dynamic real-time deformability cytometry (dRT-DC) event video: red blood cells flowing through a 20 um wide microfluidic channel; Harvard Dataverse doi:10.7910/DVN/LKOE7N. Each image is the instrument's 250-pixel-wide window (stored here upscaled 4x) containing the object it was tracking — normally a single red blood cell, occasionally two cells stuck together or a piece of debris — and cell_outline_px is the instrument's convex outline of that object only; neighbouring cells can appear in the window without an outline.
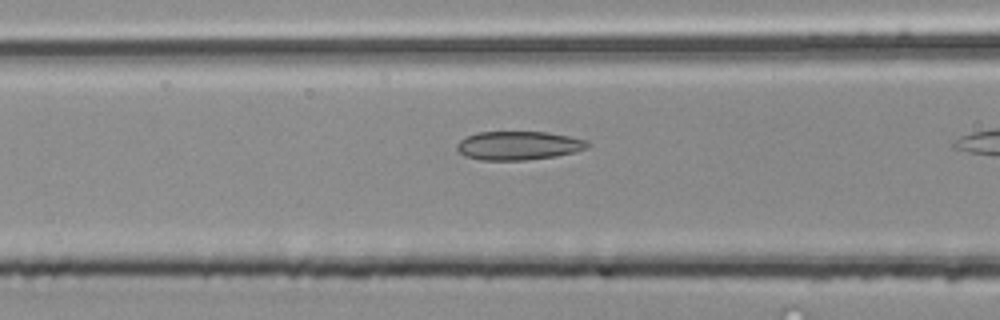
{"species": "common noctule bat (a hibernating species)", "species_latin": "Nyctalus noctula", "temperature_condition": "room temperature", "stored_images_in_passage": 16, "camera_frame_rate_fps": 3000, "um_per_image_px": 0.085, "animal": {"sex": "male", "body_mass_g": 20.4}, "frame": {"image": 1, "passage_image": 12, "time_ms": 3.667, "image_size_px": [1000, 320], "cell_outline_px": [[588, 148], [556, 156], [524, 160], [480, 160], [468, 156], [460, 152], [456, 148], [456, 144], [460, 140], [476, 132], [548, 132], [588, 140]], "centroid_in_image_um": [44.07, 12.37], "position_along_channel_um": 122.5, "area_um2": 21.68}}